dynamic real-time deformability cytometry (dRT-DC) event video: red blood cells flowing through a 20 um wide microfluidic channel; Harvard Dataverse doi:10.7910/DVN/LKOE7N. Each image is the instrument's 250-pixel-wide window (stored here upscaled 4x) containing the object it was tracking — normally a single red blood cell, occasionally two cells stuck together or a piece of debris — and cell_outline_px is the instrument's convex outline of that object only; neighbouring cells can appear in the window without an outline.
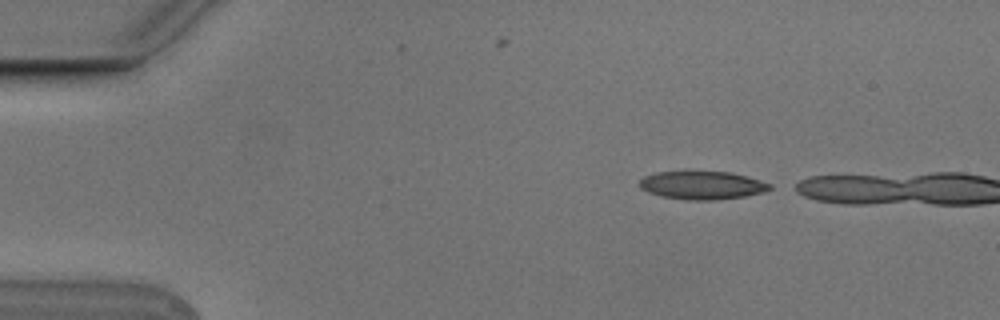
{"species": "Egyptian fruit bat (a non-hibernating species)", "species_latin": "Rousettus aegyptiacus", "temperature_condition": "cold", "stored_images_in_passage": 5, "camera_frame_rate_fps": 3000, "um_per_image_px": 0.085, "animal": {"sex": "male"}, "frame": {"image": 1, "passage_image": 1, "time_ms": 0.0, "image_size_px": [1000, 320], "cell_outline_px": [[772, 188], [764, 192], [744, 196], [716, 200], [684, 200], [660, 196], [648, 192], [640, 188], [640, 180], [644, 176], [656, 172], [684, 168], [688, 168], [732, 172], [772, 184]], "centroid_in_image_um": [59.63, 15.69], "position_along_channel_um": 25.4, "area_um2": 22.48}}